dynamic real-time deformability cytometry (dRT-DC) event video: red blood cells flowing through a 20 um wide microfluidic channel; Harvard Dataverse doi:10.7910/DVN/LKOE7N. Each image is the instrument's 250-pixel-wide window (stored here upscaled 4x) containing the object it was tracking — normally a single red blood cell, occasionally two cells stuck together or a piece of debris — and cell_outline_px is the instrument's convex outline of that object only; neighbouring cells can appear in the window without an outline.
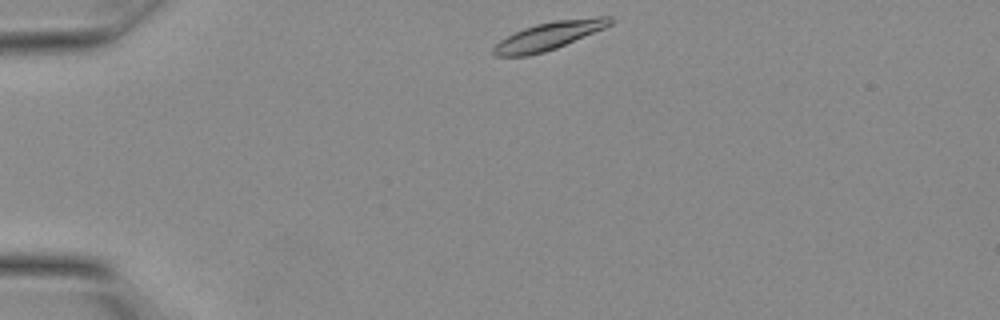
{"species": "Egyptian fruit bat (a non-hibernating species)", "species_latin": "Rousettus aegyptiacus", "temperature_condition": "warm", "stored_images_in_passage": 8, "camera_frame_rate_fps": 3000, "um_per_image_px": 0.085, "animal": {"sex": "female"}, "frame": {"image": 1, "passage_image": 1, "time_ms": 0.0, "image_size_px": [1000, 320], "cell_outline_px": [[612, 24], [604, 28], [556, 48], [544, 52], [528, 56], [496, 56], [492, 52], [492, 48], [500, 40], [524, 28], [536, 24], [556, 20], [596, 16], [612, 16]], "centroid_in_image_um": [46.66, 3.04], "position_along_channel_um": 38.3, "area_um2": 18.84}}